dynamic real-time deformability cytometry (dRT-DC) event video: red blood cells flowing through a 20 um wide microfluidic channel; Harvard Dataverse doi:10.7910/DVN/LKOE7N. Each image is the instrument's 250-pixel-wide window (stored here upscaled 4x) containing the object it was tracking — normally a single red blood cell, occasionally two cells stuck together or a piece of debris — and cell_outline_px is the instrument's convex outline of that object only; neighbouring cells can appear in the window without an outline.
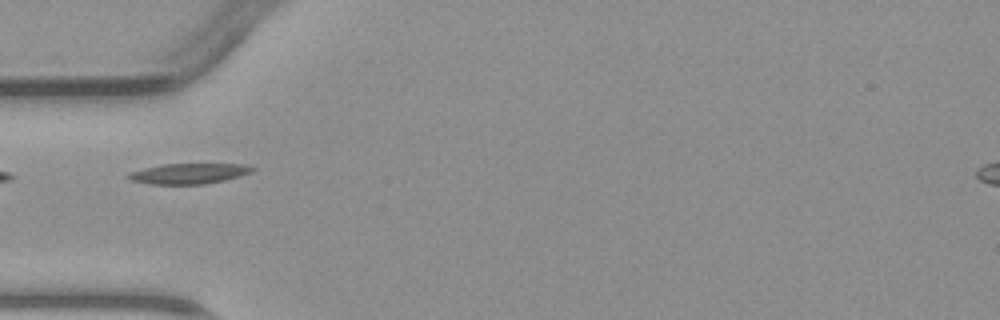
{"species": "common noctule bat (a hibernating species)", "species_latin": "Nyctalus noctula", "temperature_condition": "warm", "stored_images_in_passage": 4, "segment_of_instrument_passage": [2, 2], "camera_frame_rate_fps": 3000, "um_per_image_px": 0.085, "animal": {"sex": "male", "body_mass_g": 23.1, "forearm_length_mm": 52.7}, "frame": {"image": 1, "passage_image": 4, "time_ms": 4.333, "image_size_px": [1000, 320], "cell_outline_px": [[256, 168], [252, 172], [240, 176], [224, 180], [204, 184], [148, 184], [128, 180], [124, 176], [128, 172], [144, 168], [164, 164], [248, 164]], "centroid_in_image_um": [16.01, 14.75], "position_along_channel_um": 69.0, "area_um2": 14.97}}